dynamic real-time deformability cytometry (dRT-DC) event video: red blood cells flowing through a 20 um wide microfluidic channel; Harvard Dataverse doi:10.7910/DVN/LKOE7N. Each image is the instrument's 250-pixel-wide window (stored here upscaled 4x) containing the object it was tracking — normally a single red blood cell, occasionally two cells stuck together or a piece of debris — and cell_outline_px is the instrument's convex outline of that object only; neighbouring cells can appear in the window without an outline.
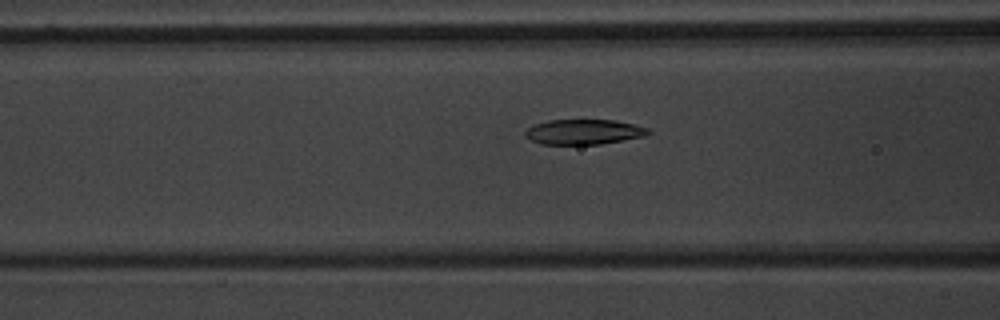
{"species": "common noctule bat (a hibernating species)", "species_latin": "Nyctalus noctula", "temperature_condition": "warm", "stored_images_in_passage": 42, "camera_frame_rate_fps": 3000, "um_per_image_px": 0.085, "animal": {"sex": "male", "body_mass_g": 20.1, "forearm_length_mm": 53.5}, "frame": {"image": 1, "passage_image": 10, "time_ms": 3.0, "image_size_px": [1000, 320], "cell_outline_px": [[652, 132], [644, 136], [600, 144], [540, 144], [524, 136], [524, 132], [528, 128], [536, 124], [548, 120], [616, 120], [648, 128]], "centroid_in_image_um": [49.61, 11.21], "position_along_channel_um": 117.0, "area_um2": 17.86}}
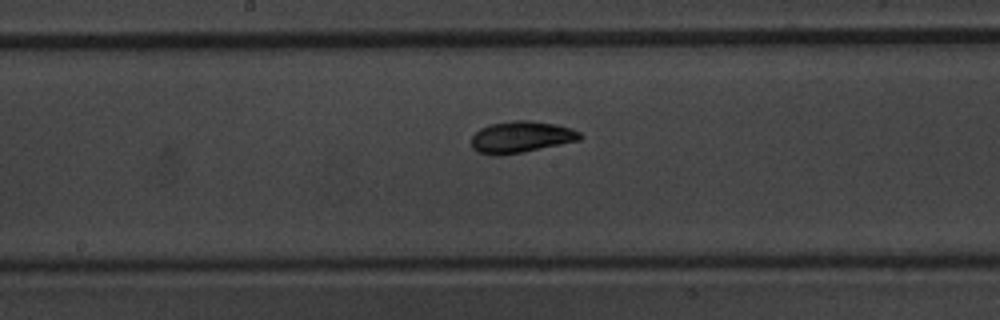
{"frame": {"image": 2, "passage_image": 17, "time_ms": 5.333, "image_size_px": [1000, 320], "cell_outline_px": [[584, 136], [580, 140], [524, 152], [500, 156], [496, 156], [476, 152], [472, 148], [472, 136], [480, 128], [492, 124], [512, 120], [532, 120], [556, 124], [572, 128], [580, 132]], "centroid_in_image_um": [44.31, 11.65], "position_along_channel_um": 203.9, "area_um2": 20.23}}
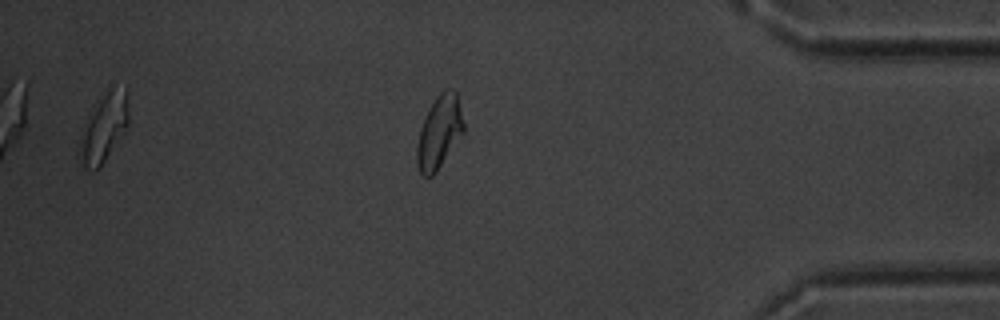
{"frame": {"image": 3, "passage_image": 35, "time_ms": 11.333, "image_size_px": [1000, 320], "cell_outline_px": [[464, 132], [436, 172], [432, 176], [424, 176], [420, 172], [416, 164], [416, 148], [420, 128], [436, 96], [444, 88], [448, 88], [456, 92], [464, 124]], "centroid_in_image_um": [37.33, 11.25], "position_along_channel_um": 397.9, "area_um2": 19.59}, "authors_computed_cell_mechanics": {"area_um2": 19.2474, "velocity_mm_per_s": 3.7121, "shape_relaxation_time_tau1_ms": 3.5805, "shape_relaxation_time_tau2_ms": 2.1079, "deformation_change_tau1": 0.1525, "deformation_change_tau2": 0.0585}}